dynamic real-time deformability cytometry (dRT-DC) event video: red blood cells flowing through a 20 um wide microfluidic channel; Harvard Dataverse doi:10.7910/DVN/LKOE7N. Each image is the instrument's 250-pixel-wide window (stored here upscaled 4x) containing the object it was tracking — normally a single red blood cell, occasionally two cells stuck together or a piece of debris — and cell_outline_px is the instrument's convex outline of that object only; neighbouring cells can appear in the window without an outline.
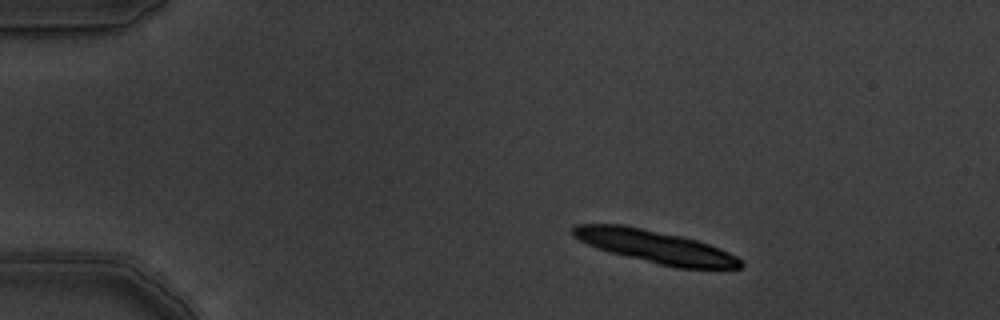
{"species": "common noctule bat (a hibernating species)", "species_latin": "Nyctalus noctula", "temperature_condition": "warm", "stored_images_in_passage": 4, "camera_frame_rate_fps": 3000, "um_per_image_px": 0.085, "animal": {"sex": "male", "body_mass_g": 19.5, "forearm_length_mm": 54.6}, "frame": {"image": 1, "passage_image": 2, "time_ms": 0.333, "image_size_px": [1000, 320], "cell_outline_px": [[744, 264], [740, 268], [676, 268], [608, 252], [596, 248], [572, 236], [572, 228], [576, 224], [624, 224], [680, 236], [696, 240], [720, 248], [736, 256]], "centroid_in_image_um": [55.66, 20.96], "position_along_channel_um": 29.3, "area_um2": 31.73}}